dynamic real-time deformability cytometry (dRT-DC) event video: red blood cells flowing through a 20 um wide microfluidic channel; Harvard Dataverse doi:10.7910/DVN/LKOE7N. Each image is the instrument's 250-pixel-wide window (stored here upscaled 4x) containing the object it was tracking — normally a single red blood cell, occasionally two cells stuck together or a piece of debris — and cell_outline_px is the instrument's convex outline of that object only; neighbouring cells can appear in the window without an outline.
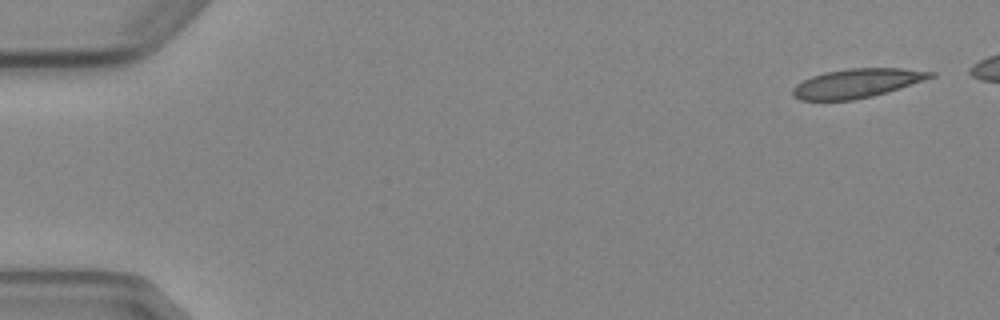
{"species": "Egyptian fruit bat (a non-hibernating species)", "species_latin": "Rousettus aegyptiacus", "temperature_condition": "cold", "stored_images_in_passage": 5, "camera_frame_rate_fps": 3000, "um_per_image_px": 0.085, "animal": {"sex": "female"}, "frame": {"image": 1, "passage_image": 1, "time_ms": 0.0, "image_size_px": [1000, 320], "cell_outline_px": [[936, 76], [888, 92], [872, 96], [852, 100], [800, 100], [792, 96], [792, 88], [796, 84], [812, 76], [824, 72], [848, 68], [900, 68], [936, 72]], "centroid_in_image_um": [72.83, 7.07], "position_along_channel_um": 12.2, "area_um2": 23.35}}